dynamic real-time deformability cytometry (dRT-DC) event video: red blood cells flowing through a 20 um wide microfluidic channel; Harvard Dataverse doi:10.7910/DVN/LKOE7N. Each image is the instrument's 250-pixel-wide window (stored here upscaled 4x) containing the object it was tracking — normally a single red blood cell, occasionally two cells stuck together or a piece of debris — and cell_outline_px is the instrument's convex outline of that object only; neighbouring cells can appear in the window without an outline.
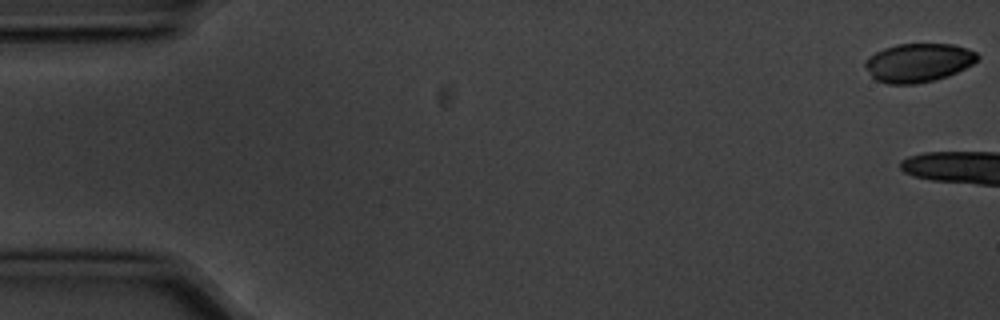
{"species": "common noctule bat (a hibernating species)", "species_latin": "Nyctalus noctula", "temperature_condition": "cold", "stored_images_in_passage": 3, "camera_frame_rate_fps": 3000, "um_per_image_px": 0.085, "animal": {"sex": "male", "body_mass_g": 20.1, "forearm_length_mm": 53.5}, "frame": {"image": 1, "passage_image": 1, "time_ms": 0.0, "image_size_px": [1000, 320], "cell_outline_px": [[980, 56], [972, 64], [948, 76], [916, 84], [888, 84], [876, 80], [872, 76], [864, 64], [864, 60], [868, 56], [884, 48], [896, 44], [952, 44], [968, 48], [976, 52]], "centroid_in_image_um": [78.04, 5.32], "position_along_channel_um": 7.0, "area_um2": 25.26}}